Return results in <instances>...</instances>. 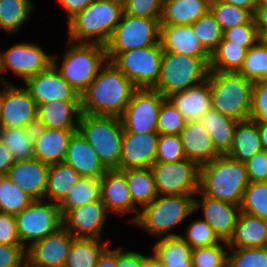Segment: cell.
Here are the masks:
<instances>
[{"label": "cell", "instance_id": "db71d44e", "mask_svg": "<svg viewBox=\"0 0 267 267\" xmlns=\"http://www.w3.org/2000/svg\"><path fill=\"white\" fill-rule=\"evenodd\" d=\"M249 119L255 122H267V81L254 82Z\"/></svg>", "mask_w": 267, "mask_h": 267}, {"label": "cell", "instance_id": "6f0895ef", "mask_svg": "<svg viewBox=\"0 0 267 267\" xmlns=\"http://www.w3.org/2000/svg\"><path fill=\"white\" fill-rule=\"evenodd\" d=\"M0 244H21L15 215L0 212Z\"/></svg>", "mask_w": 267, "mask_h": 267}, {"label": "cell", "instance_id": "9c48e42d", "mask_svg": "<svg viewBox=\"0 0 267 267\" xmlns=\"http://www.w3.org/2000/svg\"><path fill=\"white\" fill-rule=\"evenodd\" d=\"M161 23L158 19L122 15L109 42L105 45L108 61L119 53L146 48L160 43Z\"/></svg>", "mask_w": 267, "mask_h": 267}, {"label": "cell", "instance_id": "ee69618b", "mask_svg": "<svg viewBox=\"0 0 267 267\" xmlns=\"http://www.w3.org/2000/svg\"><path fill=\"white\" fill-rule=\"evenodd\" d=\"M239 73L252 82L267 81V48L257 42L247 50Z\"/></svg>", "mask_w": 267, "mask_h": 267}, {"label": "cell", "instance_id": "4dcf8cb0", "mask_svg": "<svg viewBox=\"0 0 267 267\" xmlns=\"http://www.w3.org/2000/svg\"><path fill=\"white\" fill-rule=\"evenodd\" d=\"M213 139L216 150L221 155H227L233 144L234 132L238 121L221 114L218 110L210 108L199 120Z\"/></svg>", "mask_w": 267, "mask_h": 267}, {"label": "cell", "instance_id": "9a60e30c", "mask_svg": "<svg viewBox=\"0 0 267 267\" xmlns=\"http://www.w3.org/2000/svg\"><path fill=\"white\" fill-rule=\"evenodd\" d=\"M53 64V54L45 53L36 43L23 42L0 51V71H12L23 82L47 70ZM10 69V70H8Z\"/></svg>", "mask_w": 267, "mask_h": 267}, {"label": "cell", "instance_id": "6125c7cd", "mask_svg": "<svg viewBox=\"0 0 267 267\" xmlns=\"http://www.w3.org/2000/svg\"><path fill=\"white\" fill-rule=\"evenodd\" d=\"M253 19L258 31H267V5H257Z\"/></svg>", "mask_w": 267, "mask_h": 267}, {"label": "cell", "instance_id": "74e56055", "mask_svg": "<svg viewBox=\"0 0 267 267\" xmlns=\"http://www.w3.org/2000/svg\"><path fill=\"white\" fill-rule=\"evenodd\" d=\"M247 49L230 44L224 37L211 53L209 70L218 72H239L246 58Z\"/></svg>", "mask_w": 267, "mask_h": 267}, {"label": "cell", "instance_id": "e0dca14e", "mask_svg": "<svg viewBox=\"0 0 267 267\" xmlns=\"http://www.w3.org/2000/svg\"><path fill=\"white\" fill-rule=\"evenodd\" d=\"M75 237L64 227L26 249L27 267H64Z\"/></svg>", "mask_w": 267, "mask_h": 267}, {"label": "cell", "instance_id": "3957f363", "mask_svg": "<svg viewBox=\"0 0 267 267\" xmlns=\"http://www.w3.org/2000/svg\"><path fill=\"white\" fill-rule=\"evenodd\" d=\"M124 13L123 3L93 0L68 22V40L106 45Z\"/></svg>", "mask_w": 267, "mask_h": 267}, {"label": "cell", "instance_id": "f546056e", "mask_svg": "<svg viewBox=\"0 0 267 267\" xmlns=\"http://www.w3.org/2000/svg\"><path fill=\"white\" fill-rule=\"evenodd\" d=\"M211 0H163L161 25H192L210 11Z\"/></svg>", "mask_w": 267, "mask_h": 267}, {"label": "cell", "instance_id": "83f0119b", "mask_svg": "<svg viewBox=\"0 0 267 267\" xmlns=\"http://www.w3.org/2000/svg\"><path fill=\"white\" fill-rule=\"evenodd\" d=\"M167 99L183 115L186 122L199 121L212 107L208 79L181 92H176Z\"/></svg>", "mask_w": 267, "mask_h": 267}, {"label": "cell", "instance_id": "681fc988", "mask_svg": "<svg viewBox=\"0 0 267 267\" xmlns=\"http://www.w3.org/2000/svg\"><path fill=\"white\" fill-rule=\"evenodd\" d=\"M185 123L183 115L166 99L162 103L158 115L159 135H180Z\"/></svg>", "mask_w": 267, "mask_h": 267}, {"label": "cell", "instance_id": "4316f807", "mask_svg": "<svg viewBox=\"0 0 267 267\" xmlns=\"http://www.w3.org/2000/svg\"><path fill=\"white\" fill-rule=\"evenodd\" d=\"M64 162L82 177L101 178L108 170L79 130L70 139Z\"/></svg>", "mask_w": 267, "mask_h": 267}, {"label": "cell", "instance_id": "816d5d0a", "mask_svg": "<svg viewBox=\"0 0 267 267\" xmlns=\"http://www.w3.org/2000/svg\"><path fill=\"white\" fill-rule=\"evenodd\" d=\"M223 37L230 42V44L240 45L247 50L259 41V33L254 19L248 24L227 29L224 31Z\"/></svg>", "mask_w": 267, "mask_h": 267}, {"label": "cell", "instance_id": "9f6ffc18", "mask_svg": "<svg viewBox=\"0 0 267 267\" xmlns=\"http://www.w3.org/2000/svg\"><path fill=\"white\" fill-rule=\"evenodd\" d=\"M245 165L250 182L267 181V151L256 153Z\"/></svg>", "mask_w": 267, "mask_h": 267}, {"label": "cell", "instance_id": "d6986e66", "mask_svg": "<svg viewBox=\"0 0 267 267\" xmlns=\"http://www.w3.org/2000/svg\"><path fill=\"white\" fill-rule=\"evenodd\" d=\"M158 132L137 134L124 129L118 171L149 168L156 162Z\"/></svg>", "mask_w": 267, "mask_h": 267}, {"label": "cell", "instance_id": "7a4b0ae2", "mask_svg": "<svg viewBox=\"0 0 267 267\" xmlns=\"http://www.w3.org/2000/svg\"><path fill=\"white\" fill-rule=\"evenodd\" d=\"M249 183L245 163L227 155L201 165L199 191L204 196L240 206Z\"/></svg>", "mask_w": 267, "mask_h": 267}, {"label": "cell", "instance_id": "11a10c76", "mask_svg": "<svg viewBox=\"0 0 267 267\" xmlns=\"http://www.w3.org/2000/svg\"><path fill=\"white\" fill-rule=\"evenodd\" d=\"M0 267H27L26 248L21 244H0Z\"/></svg>", "mask_w": 267, "mask_h": 267}, {"label": "cell", "instance_id": "7dc6e473", "mask_svg": "<svg viewBox=\"0 0 267 267\" xmlns=\"http://www.w3.org/2000/svg\"><path fill=\"white\" fill-rule=\"evenodd\" d=\"M187 227L185 235L180 234L179 236L192 249L211 246L222 241L212 230V227L202 218L195 219Z\"/></svg>", "mask_w": 267, "mask_h": 267}, {"label": "cell", "instance_id": "60d3db41", "mask_svg": "<svg viewBox=\"0 0 267 267\" xmlns=\"http://www.w3.org/2000/svg\"><path fill=\"white\" fill-rule=\"evenodd\" d=\"M33 201L8 176L0 177V212L17 215Z\"/></svg>", "mask_w": 267, "mask_h": 267}, {"label": "cell", "instance_id": "680465c9", "mask_svg": "<svg viewBox=\"0 0 267 267\" xmlns=\"http://www.w3.org/2000/svg\"><path fill=\"white\" fill-rule=\"evenodd\" d=\"M147 255L116 247V267H146Z\"/></svg>", "mask_w": 267, "mask_h": 267}, {"label": "cell", "instance_id": "be15d7a7", "mask_svg": "<svg viewBox=\"0 0 267 267\" xmlns=\"http://www.w3.org/2000/svg\"><path fill=\"white\" fill-rule=\"evenodd\" d=\"M96 267H116V248L108 246L99 256Z\"/></svg>", "mask_w": 267, "mask_h": 267}, {"label": "cell", "instance_id": "8c879c8a", "mask_svg": "<svg viewBox=\"0 0 267 267\" xmlns=\"http://www.w3.org/2000/svg\"><path fill=\"white\" fill-rule=\"evenodd\" d=\"M0 120H1V91H0Z\"/></svg>", "mask_w": 267, "mask_h": 267}, {"label": "cell", "instance_id": "5b68a950", "mask_svg": "<svg viewBox=\"0 0 267 267\" xmlns=\"http://www.w3.org/2000/svg\"><path fill=\"white\" fill-rule=\"evenodd\" d=\"M67 43L70 46L63 53L61 64L58 56L53 55V65L81 96L108 62L106 47L95 43L76 44L69 40Z\"/></svg>", "mask_w": 267, "mask_h": 267}, {"label": "cell", "instance_id": "f35d334b", "mask_svg": "<svg viewBox=\"0 0 267 267\" xmlns=\"http://www.w3.org/2000/svg\"><path fill=\"white\" fill-rule=\"evenodd\" d=\"M31 0H0V28L7 34L17 33L32 15Z\"/></svg>", "mask_w": 267, "mask_h": 267}, {"label": "cell", "instance_id": "e7e4bbea", "mask_svg": "<svg viewBox=\"0 0 267 267\" xmlns=\"http://www.w3.org/2000/svg\"><path fill=\"white\" fill-rule=\"evenodd\" d=\"M227 4L237 6L242 9L249 10L252 14L257 6L256 0H219Z\"/></svg>", "mask_w": 267, "mask_h": 267}, {"label": "cell", "instance_id": "8992f818", "mask_svg": "<svg viewBox=\"0 0 267 267\" xmlns=\"http://www.w3.org/2000/svg\"><path fill=\"white\" fill-rule=\"evenodd\" d=\"M207 79L212 108L238 122L250 118L254 82L239 72L209 71Z\"/></svg>", "mask_w": 267, "mask_h": 267}, {"label": "cell", "instance_id": "836d02e7", "mask_svg": "<svg viewBox=\"0 0 267 267\" xmlns=\"http://www.w3.org/2000/svg\"><path fill=\"white\" fill-rule=\"evenodd\" d=\"M192 250L180 236H169L159 238L152 252L166 267H193Z\"/></svg>", "mask_w": 267, "mask_h": 267}, {"label": "cell", "instance_id": "94428289", "mask_svg": "<svg viewBox=\"0 0 267 267\" xmlns=\"http://www.w3.org/2000/svg\"><path fill=\"white\" fill-rule=\"evenodd\" d=\"M14 162L10 149L0 140V177L7 176Z\"/></svg>", "mask_w": 267, "mask_h": 267}, {"label": "cell", "instance_id": "f6af8a7d", "mask_svg": "<svg viewBox=\"0 0 267 267\" xmlns=\"http://www.w3.org/2000/svg\"><path fill=\"white\" fill-rule=\"evenodd\" d=\"M194 33L199 38L202 46L211 54L223 40L224 32L220 24L209 11L192 25Z\"/></svg>", "mask_w": 267, "mask_h": 267}, {"label": "cell", "instance_id": "30bf717a", "mask_svg": "<svg viewBox=\"0 0 267 267\" xmlns=\"http://www.w3.org/2000/svg\"><path fill=\"white\" fill-rule=\"evenodd\" d=\"M15 218L21 245L26 249L63 227L59 204L46 199L34 200Z\"/></svg>", "mask_w": 267, "mask_h": 267}, {"label": "cell", "instance_id": "ac0fdd59", "mask_svg": "<svg viewBox=\"0 0 267 267\" xmlns=\"http://www.w3.org/2000/svg\"><path fill=\"white\" fill-rule=\"evenodd\" d=\"M24 84L36 104L81 101L78 92L63 79L53 64L44 72L28 78Z\"/></svg>", "mask_w": 267, "mask_h": 267}, {"label": "cell", "instance_id": "44dd1931", "mask_svg": "<svg viewBox=\"0 0 267 267\" xmlns=\"http://www.w3.org/2000/svg\"><path fill=\"white\" fill-rule=\"evenodd\" d=\"M49 165L32 158L16 161L7 176L34 200L45 199Z\"/></svg>", "mask_w": 267, "mask_h": 267}, {"label": "cell", "instance_id": "ba28073f", "mask_svg": "<svg viewBox=\"0 0 267 267\" xmlns=\"http://www.w3.org/2000/svg\"><path fill=\"white\" fill-rule=\"evenodd\" d=\"M210 59L163 52L160 76L153 88L166 98L207 80Z\"/></svg>", "mask_w": 267, "mask_h": 267}, {"label": "cell", "instance_id": "7402d4cb", "mask_svg": "<svg viewBox=\"0 0 267 267\" xmlns=\"http://www.w3.org/2000/svg\"><path fill=\"white\" fill-rule=\"evenodd\" d=\"M100 199L108 213L120 214L137 212L125 175L116 169L107 170L100 178Z\"/></svg>", "mask_w": 267, "mask_h": 267}, {"label": "cell", "instance_id": "003e7915", "mask_svg": "<svg viewBox=\"0 0 267 267\" xmlns=\"http://www.w3.org/2000/svg\"><path fill=\"white\" fill-rule=\"evenodd\" d=\"M146 267H166V265L152 253V255L147 256Z\"/></svg>", "mask_w": 267, "mask_h": 267}, {"label": "cell", "instance_id": "8fae6325", "mask_svg": "<svg viewBox=\"0 0 267 267\" xmlns=\"http://www.w3.org/2000/svg\"><path fill=\"white\" fill-rule=\"evenodd\" d=\"M161 44L119 53L111 63L136 88L153 89L160 76L163 55Z\"/></svg>", "mask_w": 267, "mask_h": 267}, {"label": "cell", "instance_id": "cb8c5ba5", "mask_svg": "<svg viewBox=\"0 0 267 267\" xmlns=\"http://www.w3.org/2000/svg\"><path fill=\"white\" fill-rule=\"evenodd\" d=\"M160 44L165 52L210 59L191 25H161Z\"/></svg>", "mask_w": 267, "mask_h": 267}, {"label": "cell", "instance_id": "a7ac6f4b", "mask_svg": "<svg viewBox=\"0 0 267 267\" xmlns=\"http://www.w3.org/2000/svg\"><path fill=\"white\" fill-rule=\"evenodd\" d=\"M259 33V43L267 48V31H258Z\"/></svg>", "mask_w": 267, "mask_h": 267}, {"label": "cell", "instance_id": "5bb4252c", "mask_svg": "<svg viewBox=\"0 0 267 267\" xmlns=\"http://www.w3.org/2000/svg\"><path fill=\"white\" fill-rule=\"evenodd\" d=\"M0 82L2 84L0 128H35L37 104L28 89L25 86H15L3 77H0Z\"/></svg>", "mask_w": 267, "mask_h": 267}, {"label": "cell", "instance_id": "484cf974", "mask_svg": "<svg viewBox=\"0 0 267 267\" xmlns=\"http://www.w3.org/2000/svg\"><path fill=\"white\" fill-rule=\"evenodd\" d=\"M180 138L186 159L200 166L221 156L216 150L213 139L199 121L186 122Z\"/></svg>", "mask_w": 267, "mask_h": 267}, {"label": "cell", "instance_id": "2644e50d", "mask_svg": "<svg viewBox=\"0 0 267 267\" xmlns=\"http://www.w3.org/2000/svg\"><path fill=\"white\" fill-rule=\"evenodd\" d=\"M98 1H115V2L124 3V0H98Z\"/></svg>", "mask_w": 267, "mask_h": 267}, {"label": "cell", "instance_id": "52a82bcc", "mask_svg": "<svg viewBox=\"0 0 267 267\" xmlns=\"http://www.w3.org/2000/svg\"><path fill=\"white\" fill-rule=\"evenodd\" d=\"M78 130L108 170L119 167L124 132L120 117L82 113Z\"/></svg>", "mask_w": 267, "mask_h": 267}, {"label": "cell", "instance_id": "f907efd6", "mask_svg": "<svg viewBox=\"0 0 267 267\" xmlns=\"http://www.w3.org/2000/svg\"><path fill=\"white\" fill-rule=\"evenodd\" d=\"M186 159L180 135H159L156 162H177Z\"/></svg>", "mask_w": 267, "mask_h": 267}, {"label": "cell", "instance_id": "7c38bea8", "mask_svg": "<svg viewBox=\"0 0 267 267\" xmlns=\"http://www.w3.org/2000/svg\"><path fill=\"white\" fill-rule=\"evenodd\" d=\"M150 169L158 195H195L199 191L201 166L192 160L155 162Z\"/></svg>", "mask_w": 267, "mask_h": 267}, {"label": "cell", "instance_id": "f1b7e54d", "mask_svg": "<svg viewBox=\"0 0 267 267\" xmlns=\"http://www.w3.org/2000/svg\"><path fill=\"white\" fill-rule=\"evenodd\" d=\"M229 248L267 247V220L240 212Z\"/></svg>", "mask_w": 267, "mask_h": 267}, {"label": "cell", "instance_id": "d590c367", "mask_svg": "<svg viewBox=\"0 0 267 267\" xmlns=\"http://www.w3.org/2000/svg\"><path fill=\"white\" fill-rule=\"evenodd\" d=\"M109 242L95 238H75L64 267H96L99 256L109 246Z\"/></svg>", "mask_w": 267, "mask_h": 267}, {"label": "cell", "instance_id": "4fadbf2b", "mask_svg": "<svg viewBox=\"0 0 267 267\" xmlns=\"http://www.w3.org/2000/svg\"><path fill=\"white\" fill-rule=\"evenodd\" d=\"M166 99L155 89L137 88L120 117L124 129L137 134L158 132V115Z\"/></svg>", "mask_w": 267, "mask_h": 267}, {"label": "cell", "instance_id": "b9f144b4", "mask_svg": "<svg viewBox=\"0 0 267 267\" xmlns=\"http://www.w3.org/2000/svg\"><path fill=\"white\" fill-rule=\"evenodd\" d=\"M210 12L223 32L238 25L248 24L253 19V14L249 10L219 0H211Z\"/></svg>", "mask_w": 267, "mask_h": 267}, {"label": "cell", "instance_id": "8d00e7d4", "mask_svg": "<svg viewBox=\"0 0 267 267\" xmlns=\"http://www.w3.org/2000/svg\"><path fill=\"white\" fill-rule=\"evenodd\" d=\"M0 140L10 149L15 162L34 158V128H0Z\"/></svg>", "mask_w": 267, "mask_h": 267}, {"label": "cell", "instance_id": "03108f58", "mask_svg": "<svg viewBox=\"0 0 267 267\" xmlns=\"http://www.w3.org/2000/svg\"><path fill=\"white\" fill-rule=\"evenodd\" d=\"M260 135L262 149L267 151V122H256Z\"/></svg>", "mask_w": 267, "mask_h": 267}, {"label": "cell", "instance_id": "c3c4849f", "mask_svg": "<svg viewBox=\"0 0 267 267\" xmlns=\"http://www.w3.org/2000/svg\"><path fill=\"white\" fill-rule=\"evenodd\" d=\"M229 267H267V247L229 248Z\"/></svg>", "mask_w": 267, "mask_h": 267}, {"label": "cell", "instance_id": "d4e9b609", "mask_svg": "<svg viewBox=\"0 0 267 267\" xmlns=\"http://www.w3.org/2000/svg\"><path fill=\"white\" fill-rule=\"evenodd\" d=\"M81 101L37 104V125L48 129L78 130Z\"/></svg>", "mask_w": 267, "mask_h": 267}, {"label": "cell", "instance_id": "e575fe53", "mask_svg": "<svg viewBox=\"0 0 267 267\" xmlns=\"http://www.w3.org/2000/svg\"><path fill=\"white\" fill-rule=\"evenodd\" d=\"M121 172L126 177L133 203L138 209L150 204L158 196L150 167L127 169Z\"/></svg>", "mask_w": 267, "mask_h": 267}, {"label": "cell", "instance_id": "f5cc1de1", "mask_svg": "<svg viewBox=\"0 0 267 267\" xmlns=\"http://www.w3.org/2000/svg\"><path fill=\"white\" fill-rule=\"evenodd\" d=\"M163 0H124V14L150 19H161Z\"/></svg>", "mask_w": 267, "mask_h": 267}, {"label": "cell", "instance_id": "89a4df30", "mask_svg": "<svg viewBox=\"0 0 267 267\" xmlns=\"http://www.w3.org/2000/svg\"><path fill=\"white\" fill-rule=\"evenodd\" d=\"M257 5H267V0H256Z\"/></svg>", "mask_w": 267, "mask_h": 267}, {"label": "cell", "instance_id": "ab89813d", "mask_svg": "<svg viewBox=\"0 0 267 267\" xmlns=\"http://www.w3.org/2000/svg\"><path fill=\"white\" fill-rule=\"evenodd\" d=\"M98 200H100V178L81 177L59 204V207L61 211H70Z\"/></svg>", "mask_w": 267, "mask_h": 267}, {"label": "cell", "instance_id": "bcb514c9", "mask_svg": "<svg viewBox=\"0 0 267 267\" xmlns=\"http://www.w3.org/2000/svg\"><path fill=\"white\" fill-rule=\"evenodd\" d=\"M227 250H229L228 243L223 240L218 244L193 249L192 265L193 267H227L229 254Z\"/></svg>", "mask_w": 267, "mask_h": 267}, {"label": "cell", "instance_id": "603a6c76", "mask_svg": "<svg viewBox=\"0 0 267 267\" xmlns=\"http://www.w3.org/2000/svg\"><path fill=\"white\" fill-rule=\"evenodd\" d=\"M77 130L34 128V158L48 165L64 162L72 135Z\"/></svg>", "mask_w": 267, "mask_h": 267}, {"label": "cell", "instance_id": "d6a6232c", "mask_svg": "<svg viewBox=\"0 0 267 267\" xmlns=\"http://www.w3.org/2000/svg\"><path fill=\"white\" fill-rule=\"evenodd\" d=\"M81 177L65 162L49 165L45 199L60 204Z\"/></svg>", "mask_w": 267, "mask_h": 267}, {"label": "cell", "instance_id": "2e32d148", "mask_svg": "<svg viewBox=\"0 0 267 267\" xmlns=\"http://www.w3.org/2000/svg\"><path fill=\"white\" fill-rule=\"evenodd\" d=\"M61 213L63 227L75 238L102 240L101 233L109 215L101 199Z\"/></svg>", "mask_w": 267, "mask_h": 267}, {"label": "cell", "instance_id": "91938a15", "mask_svg": "<svg viewBox=\"0 0 267 267\" xmlns=\"http://www.w3.org/2000/svg\"><path fill=\"white\" fill-rule=\"evenodd\" d=\"M65 8L67 22L77 13L83 11L93 0H58Z\"/></svg>", "mask_w": 267, "mask_h": 267}, {"label": "cell", "instance_id": "6da1fadb", "mask_svg": "<svg viewBox=\"0 0 267 267\" xmlns=\"http://www.w3.org/2000/svg\"><path fill=\"white\" fill-rule=\"evenodd\" d=\"M136 89L134 84L108 61L81 95V112L121 117Z\"/></svg>", "mask_w": 267, "mask_h": 267}, {"label": "cell", "instance_id": "1f68e13d", "mask_svg": "<svg viewBox=\"0 0 267 267\" xmlns=\"http://www.w3.org/2000/svg\"><path fill=\"white\" fill-rule=\"evenodd\" d=\"M262 150L257 123L251 119L239 121L234 132L232 148L227 156L246 163Z\"/></svg>", "mask_w": 267, "mask_h": 267}, {"label": "cell", "instance_id": "277c9868", "mask_svg": "<svg viewBox=\"0 0 267 267\" xmlns=\"http://www.w3.org/2000/svg\"><path fill=\"white\" fill-rule=\"evenodd\" d=\"M195 195H158L128 222L157 238L179 236L173 228L194 213Z\"/></svg>", "mask_w": 267, "mask_h": 267}, {"label": "cell", "instance_id": "ffe728a7", "mask_svg": "<svg viewBox=\"0 0 267 267\" xmlns=\"http://www.w3.org/2000/svg\"><path fill=\"white\" fill-rule=\"evenodd\" d=\"M197 194L201 195V198L198 199ZM200 207L203 213L202 219L212 227L221 240L228 242L234 234L241 212L240 206L204 196L198 191L194 196V212L198 211Z\"/></svg>", "mask_w": 267, "mask_h": 267}, {"label": "cell", "instance_id": "7bdbcfd3", "mask_svg": "<svg viewBox=\"0 0 267 267\" xmlns=\"http://www.w3.org/2000/svg\"><path fill=\"white\" fill-rule=\"evenodd\" d=\"M240 211L267 220V181L248 184L243 193Z\"/></svg>", "mask_w": 267, "mask_h": 267}]
</instances>
